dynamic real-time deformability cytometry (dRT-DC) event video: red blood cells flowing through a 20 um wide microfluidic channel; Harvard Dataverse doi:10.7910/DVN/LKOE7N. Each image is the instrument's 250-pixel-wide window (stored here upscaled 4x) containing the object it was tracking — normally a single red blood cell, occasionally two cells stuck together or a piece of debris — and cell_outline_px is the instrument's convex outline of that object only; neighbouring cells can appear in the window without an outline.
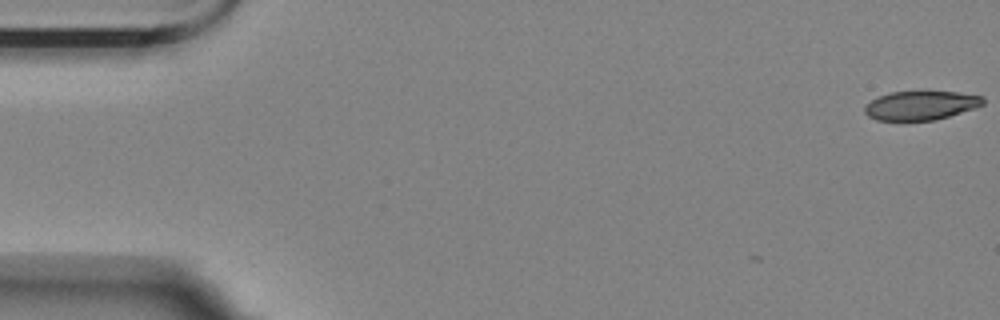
{"species": "Egyptian fruit bat (a non-hibernating species)", "species_latin": "Rousettus aegyptiacus", "temperature_condition": "room temperature", "stored_images_in_passage": 9, "camera_frame_rate_fps": 3000, "um_per_image_px": 0.085, "animal": {"sex": "female"}, "frame": {"image": 1, "passage_image": 1, "time_ms": 0.0, "image_size_px": [1000, 320], "cell_outline_px": [[984, 104], [976, 108], [948, 116], [932, 120], [876, 120], [868, 116], [864, 112], [864, 108], [872, 100], [880, 96], [892, 92], [956, 92], [984, 96]], "centroid_in_image_um": [78.3, 8.96], "position_along_channel_um": 6.7, "area_um2": 19.71}}
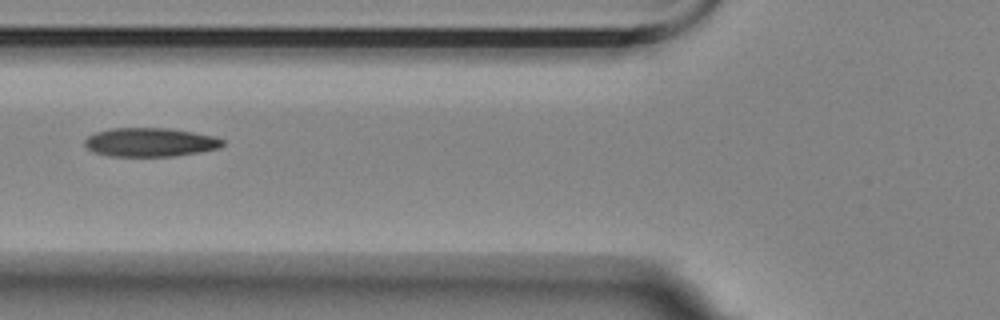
{"frame": {"image": 2, "passage_image": 7, "time_ms": 7.0, "image_size_px": [1000, 320], "cell_outline_px": [[224, 144], [220, 148], [200, 152], [176, 156], [108, 156], [92, 152], [84, 144], [84, 140], [88, 136], [96, 132], [112, 128], [168, 128], [216, 136], [224, 140]], "centroid_in_image_um": [12.77, 12.09], "position_along_channel_um": 113.0, "area_um2": 23.29}}
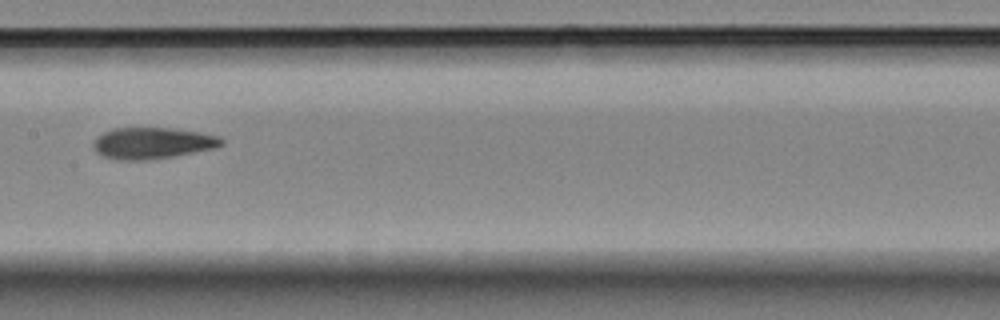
{"frame": {"image": 3, "passage_image": 9, "time_ms": 9.333, "image_size_px": [1000, 320], "cell_outline_px": [[224, 144], [216, 148], [176, 156], [148, 160], [116, 160], [100, 156], [96, 152], [92, 144], [104, 132], [116, 128], [168, 128], [200, 132], [220, 136], [224, 140]], "centroid_in_image_um": [12.99, 12.18], "position_along_channel_um": 194.4, "area_um2": 23.58}}